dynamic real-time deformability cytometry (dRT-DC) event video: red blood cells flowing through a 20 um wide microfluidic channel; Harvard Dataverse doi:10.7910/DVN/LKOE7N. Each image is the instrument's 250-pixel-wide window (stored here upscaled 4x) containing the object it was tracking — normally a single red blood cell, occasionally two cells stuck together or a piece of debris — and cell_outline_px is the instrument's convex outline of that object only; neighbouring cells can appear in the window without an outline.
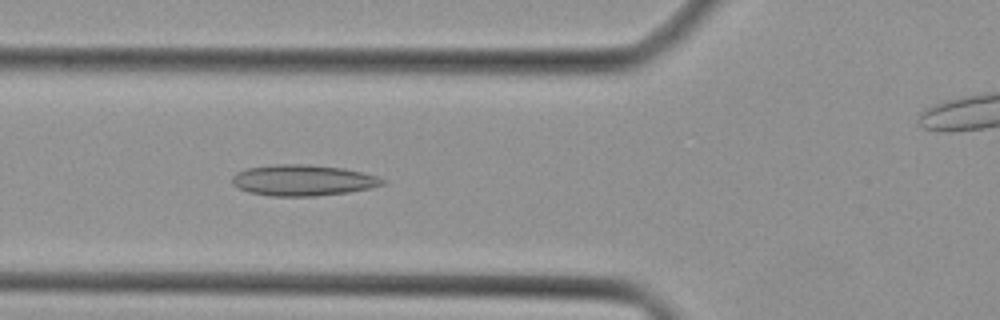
{"species": "Egyptian fruit bat (a non-hibernating species)", "species_latin": "Rousettus aegyptiacus", "temperature_condition": "cold", "stored_images_in_passage": 40, "camera_frame_rate_fps": 3000, "um_per_image_px": 0.085, "animal": {"sex": "female"}, "frame": {"image": 1, "passage_image": 12, "time_ms": 3.667, "image_size_px": [1000, 320], "cell_outline_px": [[388, 180], [384, 184], [372, 188], [348, 192], [316, 196], [272, 196], [248, 192], [232, 184], [232, 176], [236, 172], [244, 168], [272, 164], [308, 164], [344, 168], [364, 172]], "centroid_in_image_um": [25.75, 15.31], "position_along_channel_um": 100.0, "area_um2": 27.51}}
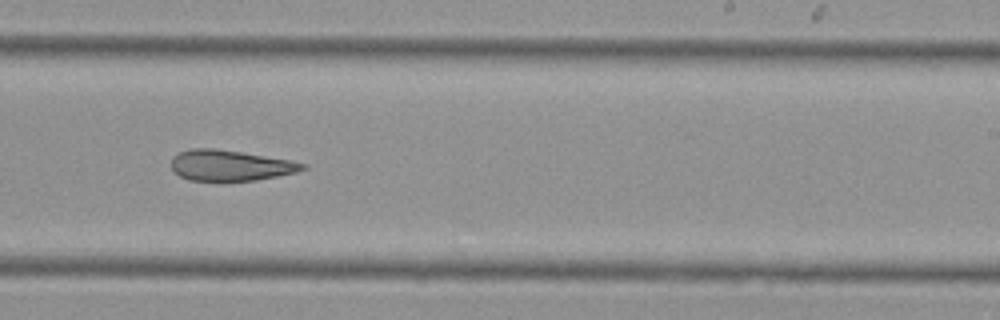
{"frame": {"image": 2, "passage_image": 23, "time_ms": 7.333, "image_size_px": [1000, 320], "cell_outline_px": [[308, 168], [296, 172], [256, 180], [188, 180], [172, 172], [172, 156], [180, 152], [192, 148], [212, 148], [240, 152], [292, 160], [308, 164]], "centroid_in_image_um": [19.57, 14.05], "position_along_channel_um": 269.4, "area_um2": 23.41}}
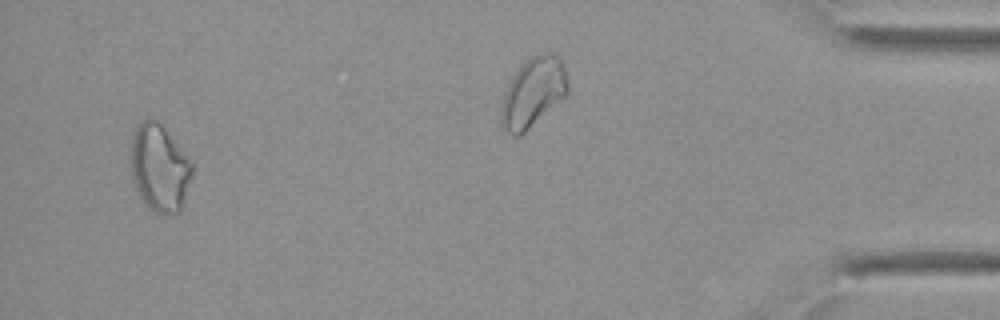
{"frame": {"image": 3, "passage_image": 38, "time_ms": 12.333, "image_size_px": [1000, 320], "cell_outline_px": [[192, 176], [180, 212], [156, 212], [148, 208], [140, 200], [132, 180], [128, 160], [128, 156], [132, 136], [140, 120], [148, 116], [152, 116], [160, 120], [168, 128], [192, 164]], "centroid_in_image_um": [13.49, 14.18], "position_along_channel_um": 421.7, "area_um2": 32.31}}